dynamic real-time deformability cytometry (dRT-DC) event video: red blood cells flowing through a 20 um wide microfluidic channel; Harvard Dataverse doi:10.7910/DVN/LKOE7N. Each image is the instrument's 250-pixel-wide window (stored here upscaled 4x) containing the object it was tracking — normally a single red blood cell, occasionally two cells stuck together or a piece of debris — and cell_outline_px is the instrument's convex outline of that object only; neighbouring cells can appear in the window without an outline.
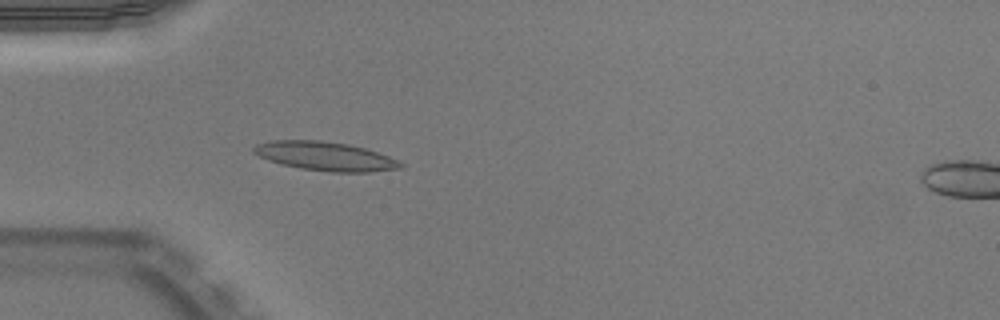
{"species": "Egyptian fruit bat (a non-hibernating species)", "species_latin": "Rousettus aegyptiacus", "temperature_condition": "warm", "stored_images_in_passage": 36, "camera_frame_rate_fps": 3000, "um_per_image_px": 0.085, "animal": {"sex": "male"}, "frame": {"image": 1, "passage_image": 1, "time_ms": 0.0, "image_size_px": [1000, 320], "cell_outline_px": [[404, 164], [400, 168], [368, 172], [332, 172], [300, 168], [280, 164], [268, 160], [252, 152], [252, 148], [256, 144], [272, 140], [320, 140], [348, 144], [364, 148], [388, 156]], "centroid_in_image_um": [27.6, 13.27], "position_along_channel_um": 57.4, "area_um2": 24.57}}
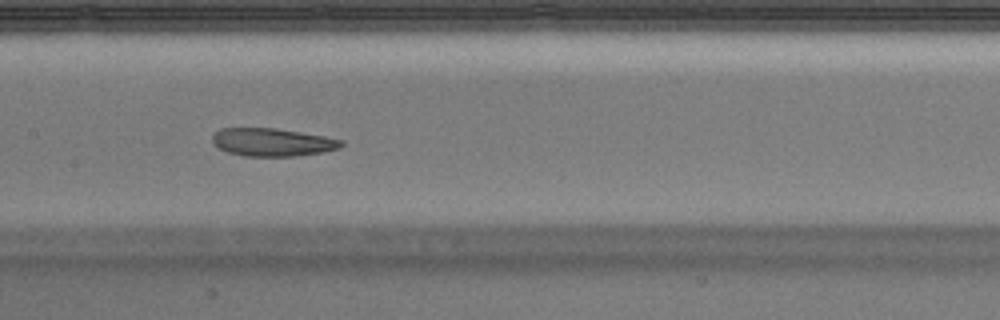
{"frame": {"image": 2, "passage_image": 11, "time_ms": 3.333, "image_size_px": [1000, 320], "cell_outline_px": [[344, 144], [340, 148], [324, 152], [292, 156], [244, 156], [228, 152], [212, 144], [212, 136], [220, 128], [276, 128], [324, 136], [344, 140]], "centroid_in_image_um": [23.16, 12.08], "position_along_channel_um": 184.2, "area_um2": 21.04}, "authors_computed_cell_mechanics": {"area_um2": 22.9755, "velocity_mm_per_s": 3.9513, "shape_relaxation_time_tau1_ms": null, "shape_relaxation_time_tau2_ms": 3.9056, "deformation_change_tau1": null, "deformation_change_tau2": 0.1124}}